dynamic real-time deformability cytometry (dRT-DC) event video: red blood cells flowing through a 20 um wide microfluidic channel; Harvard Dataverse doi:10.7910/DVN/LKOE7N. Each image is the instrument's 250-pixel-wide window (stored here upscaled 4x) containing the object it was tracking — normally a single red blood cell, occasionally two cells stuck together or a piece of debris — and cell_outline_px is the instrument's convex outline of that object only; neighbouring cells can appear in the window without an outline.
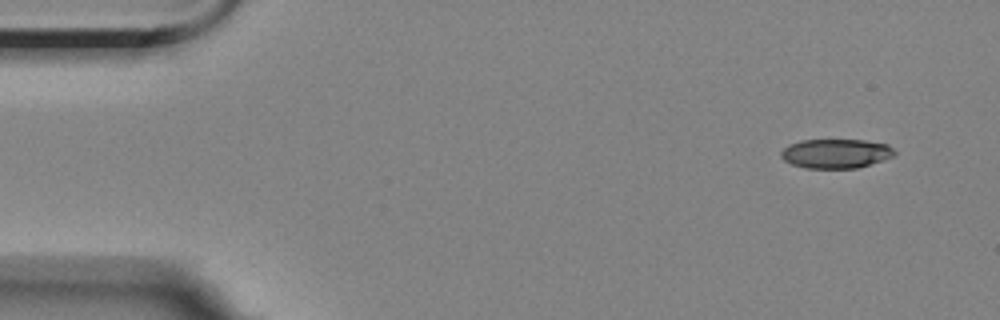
{"species": "Egyptian fruit bat (a non-hibernating species)", "species_latin": "Rousettus aegyptiacus", "temperature_condition": "room temperature", "stored_images_in_passage": 8, "camera_frame_rate_fps": 3000, "um_per_image_px": 0.085, "animal": {"sex": "female"}, "frame": {"image": 1, "passage_image": 1, "time_ms": 0.0, "image_size_px": [1000, 320], "cell_outline_px": [[896, 152], [892, 156], [884, 160], [856, 168], [804, 168], [792, 164], [784, 160], [780, 156], [780, 152], [788, 144], [800, 140], [864, 140], [888, 144]], "centroid_in_image_um": [71.02, 13.05], "position_along_channel_um": 14.0, "area_um2": 19.42}}
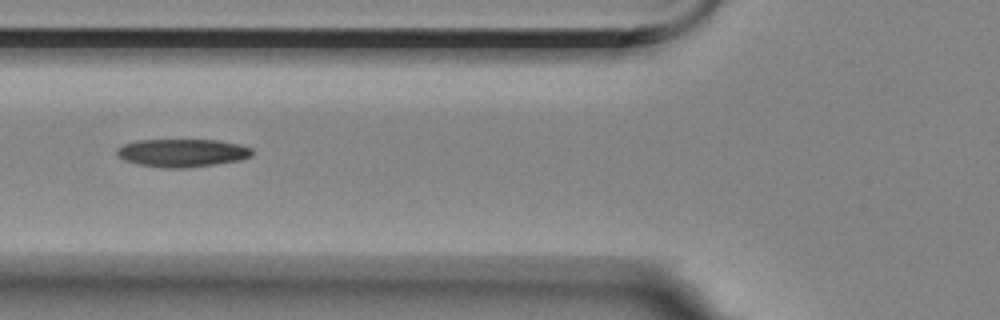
{"frame": {"image": 2, "passage_image": 6, "time_ms": 5.667, "image_size_px": [1000, 320], "cell_outline_px": [[252, 156], [240, 160], [184, 168], [164, 168], [140, 164], [124, 160], [116, 156], [116, 148], [124, 144], [136, 140], [216, 140], [240, 144], [252, 148]], "centroid_in_image_um": [15.46, 12.99], "position_along_channel_um": 110.3, "area_um2": 22.02}}
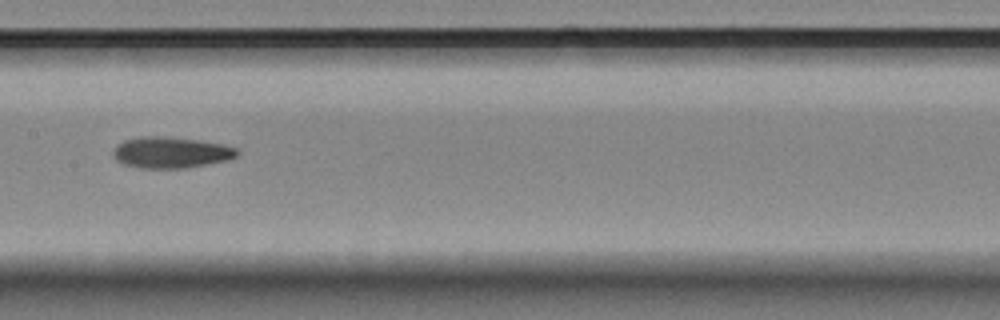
{"frame": {"image": 3, "passage_image": 8, "time_ms": 8.0, "image_size_px": [1000, 320], "cell_outline_px": [[240, 152], [236, 156], [228, 160], [184, 168], [140, 168], [124, 164], [116, 160], [112, 156], [112, 152], [116, 144], [124, 140], [140, 136], [164, 136], [196, 140], [220, 144], [236, 148]], "centroid_in_image_um": [14.47, 12.96], "position_along_channel_um": 192.9, "area_um2": 22.48}}